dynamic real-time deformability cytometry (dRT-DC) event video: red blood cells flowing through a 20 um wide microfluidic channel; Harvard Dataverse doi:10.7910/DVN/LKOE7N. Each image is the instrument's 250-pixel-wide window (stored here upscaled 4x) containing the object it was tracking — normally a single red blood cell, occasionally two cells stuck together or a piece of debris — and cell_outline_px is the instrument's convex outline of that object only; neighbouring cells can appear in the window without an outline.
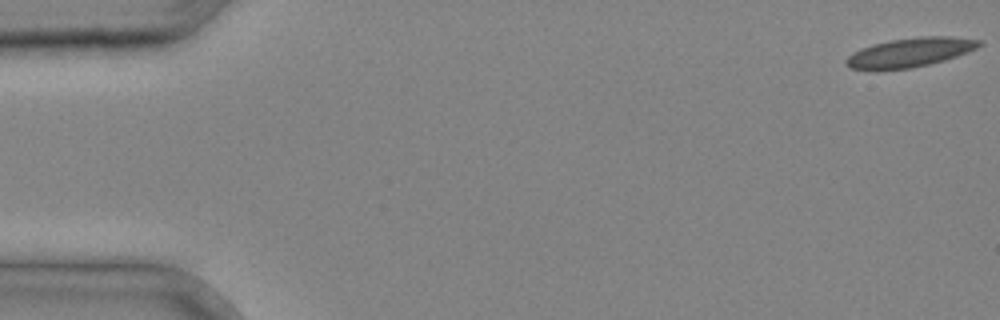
{"species": "common noctule bat (a hibernating species)", "species_latin": "Nyctalus noctula", "temperature_condition": "cold", "stored_images_in_passage": 10, "camera_frame_rate_fps": 3000, "um_per_image_px": 0.085, "animal": {"sex": "male", "body_mass_g": 20.4}, "frame": {"image": 1, "passage_image": 1, "time_ms": 0.0, "image_size_px": [1000, 320], "cell_outline_px": [[984, 44], [968, 52], [944, 60], [912, 68], [876, 72], [848, 68], [844, 64], [844, 60], [852, 52], [860, 48], [872, 44], [892, 40], [920, 36], [952, 36], [984, 40]], "centroid_in_image_um": [77.29, 4.48], "position_along_channel_um": 7.7, "area_um2": 23.35}}